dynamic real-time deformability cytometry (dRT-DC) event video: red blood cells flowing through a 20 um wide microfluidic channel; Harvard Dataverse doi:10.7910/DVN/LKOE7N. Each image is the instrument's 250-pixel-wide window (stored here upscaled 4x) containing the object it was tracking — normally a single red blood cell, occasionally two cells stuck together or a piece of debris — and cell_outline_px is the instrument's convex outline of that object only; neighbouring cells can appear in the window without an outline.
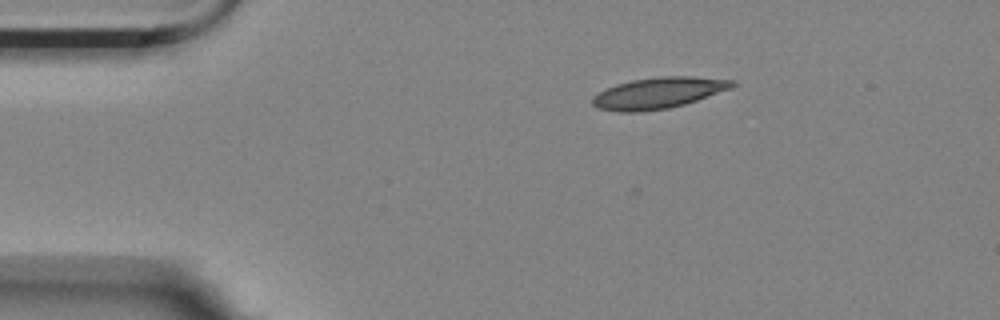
{"species": "Egyptian fruit bat (a non-hibernating species)", "species_latin": "Rousettus aegyptiacus", "temperature_condition": "room temperature", "stored_images_in_passage": 6, "camera_frame_rate_fps": 3000, "um_per_image_px": 0.085, "animal": {"sex": "female"}, "frame": {"image": 1, "passage_image": 6, "time_ms": 1.667, "image_size_px": [1000, 320], "cell_outline_px": [[736, 84], [732, 88], [684, 104], [668, 108], [640, 112], [620, 112], [596, 108], [592, 104], [592, 96], [616, 84], [632, 80], [660, 76], [692, 76], [736, 80]], "centroid_in_image_um": [55.96, 7.9], "position_along_channel_um": 29.0, "area_um2": 25.37}}